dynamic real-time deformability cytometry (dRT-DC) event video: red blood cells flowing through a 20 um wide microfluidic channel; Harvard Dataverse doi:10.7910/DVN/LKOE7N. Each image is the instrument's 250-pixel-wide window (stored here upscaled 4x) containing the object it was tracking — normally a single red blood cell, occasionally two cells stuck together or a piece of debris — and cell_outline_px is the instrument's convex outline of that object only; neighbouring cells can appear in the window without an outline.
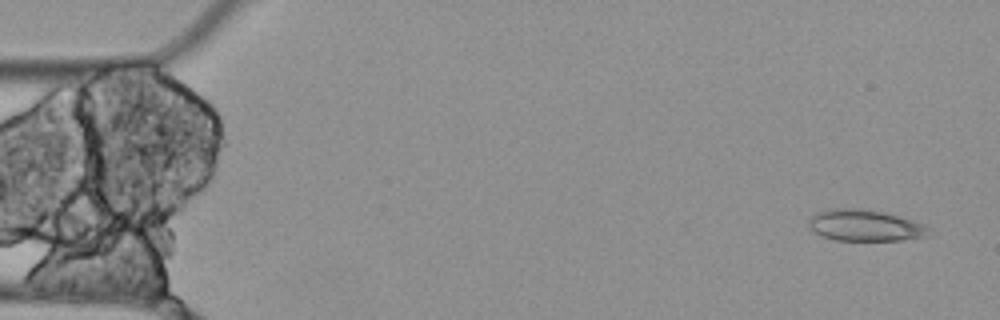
{"species": "Egyptian fruit bat (a non-hibernating species)", "species_latin": "Rousettus aegyptiacus", "temperature_condition": "cold", "stored_images_in_passage": 2, "camera_frame_rate_fps": 3000, "um_per_image_px": 0.085, "animal": {"sex": "female"}, "frame": {"image": 1, "passage_image": 1, "time_ms": 0.0, "image_size_px": [1000, 320], "cell_outline_px": [[928, 236], [900, 240], [836, 240], [824, 236], [816, 232], [808, 224], [808, 220], [816, 212], [828, 208], [856, 208], [884, 212], [924, 224], [928, 228]], "centroid_in_image_um": [73.5, 19.15], "position_along_channel_um": 11.5, "area_um2": 21.68}}